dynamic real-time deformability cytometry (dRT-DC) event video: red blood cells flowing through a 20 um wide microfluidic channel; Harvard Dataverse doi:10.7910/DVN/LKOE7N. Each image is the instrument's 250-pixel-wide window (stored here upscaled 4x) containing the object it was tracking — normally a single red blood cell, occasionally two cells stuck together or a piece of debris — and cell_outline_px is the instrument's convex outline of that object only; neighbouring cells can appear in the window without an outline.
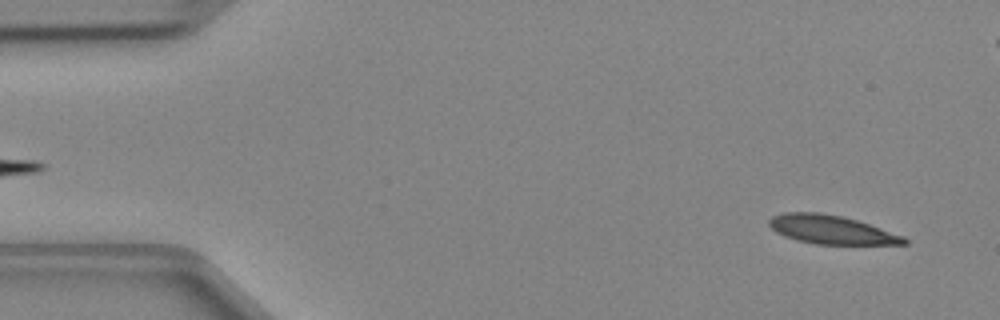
{"species": "Egyptian fruit bat (a non-hibernating species)", "species_latin": "Rousettus aegyptiacus", "temperature_condition": "cold", "stored_images_in_passage": 47, "camera_frame_rate_fps": 3000, "um_per_image_px": 0.085, "animal": {"sex": "female"}, "frame": {"image": 1, "passage_image": 2, "time_ms": 0.333, "image_size_px": [1000, 320], "cell_outline_px": [[908, 244], [816, 244], [796, 240], [784, 236], [776, 232], [768, 224], [768, 220], [772, 216], [784, 212], [820, 212], [844, 216], [904, 236], [908, 240]], "centroid_in_image_um": [70.63, 19.51], "position_along_channel_um": 14.4, "area_um2": 22.54}}
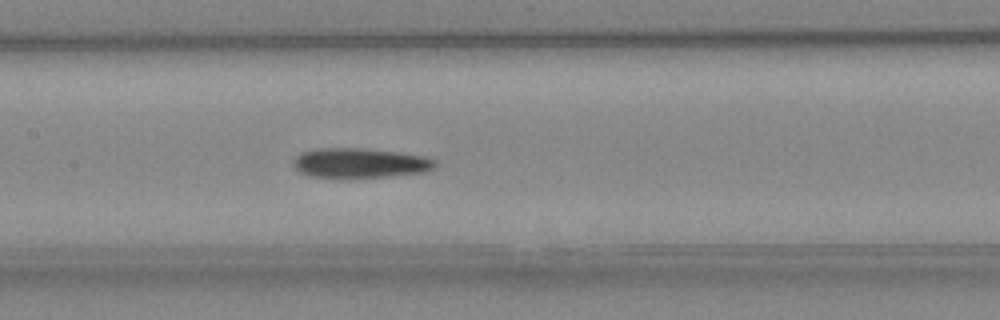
{"frame": {"image": 2, "passage_image": 21, "time_ms": 6.667, "image_size_px": [1000, 320], "cell_outline_px": [[436, 164], [432, 168], [424, 172], [388, 176], [348, 180], [308, 176], [300, 172], [292, 164], [292, 160], [300, 152], [316, 148], [360, 148], [396, 152], [424, 156], [436, 160]], "centroid_in_image_um": [30.51, 13.88], "position_along_channel_um": 176.9, "area_um2": 25.26}}
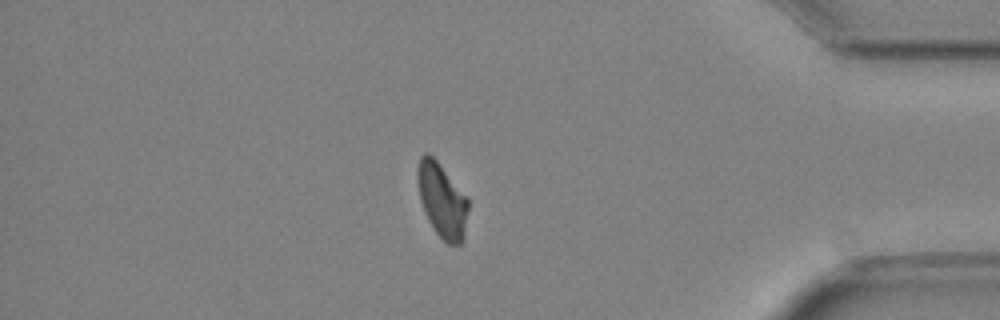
{"frame": {"image": 3, "passage_image": 39, "time_ms": 12.667, "image_size_px": [1000, 320], "cell_outline_px": [[468, 208], [464, 236], [460, 244], [448, 244], [436, 232], [428, 220], [424, 212], [420, 200], [416, 172], [420, 156], [424, 152], [428, 152], [436, 160], [468, 200]], "centroid_in_image_um": [37.54, 17.02], "position_along_channel_um": 397.7, "area_um2": 21.56}}